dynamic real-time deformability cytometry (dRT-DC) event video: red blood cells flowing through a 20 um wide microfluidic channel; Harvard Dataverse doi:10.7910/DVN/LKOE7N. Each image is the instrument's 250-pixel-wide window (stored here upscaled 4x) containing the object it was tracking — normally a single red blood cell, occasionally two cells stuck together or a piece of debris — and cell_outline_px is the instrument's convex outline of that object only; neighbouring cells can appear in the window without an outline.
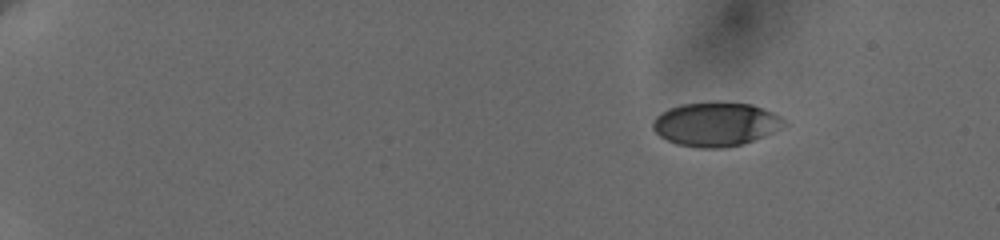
{"species": "human", "species_latin": "Homo sapiens", "temperature_condition": "cold", "stored_images_in_passage": 18, "camera_frame_rate_fps": 3000, "um_per_image_px": 0.085, "donor": {"sex": "female"}, "frame": {"image": 1, "passage_image": 1, "time_ms": 0.0, "image_size_px": [1000, 240], "cell_outline_px": [[788, 124], [764, 136], [740, 144], [724, 148], [700, 148], [676, 144], [660, 136], [652, 128], [652, 120], [660, 112], [668, 108], [680, 104], [716, 100], [724, 100], [752, 104], [772, 112], [780, 116]], "centroid_in_image_um": [60.81, 10.52], "position_along_channel_um": 24.2, "area_um2": 34.16}}
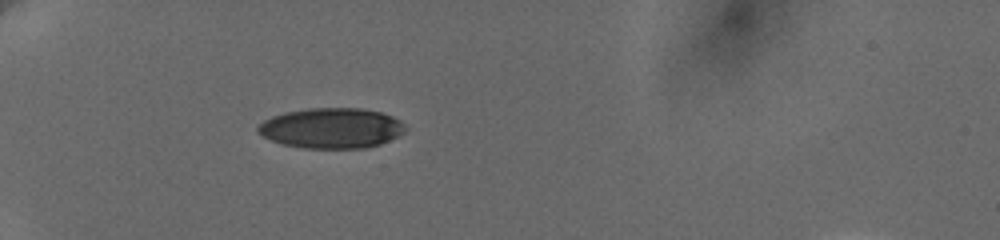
{"frame": {"image": 2, "passage_image": 13, "time_ms": 4.0, "image_size_px": [1000, 240], "cell_outline_px": [[408, 128], [404, 132], [380, 144], [364, 148], [304, 148], [284, 144], [272, 140], [264, 136], [256, 128], [264, 120], [272, 116], [284, 112], [308, 108], [360, 108], [380, 112], [392, 116], [400, 120]], "centroid_in_image_um": [28.19, 10.88], "position_along_channel_um": 56.8, "area_um2": 34.45}}
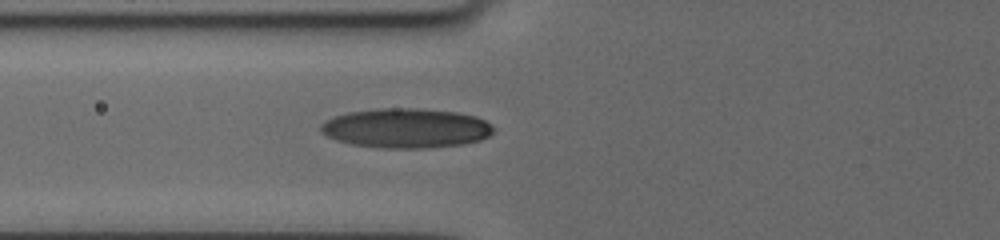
{"frame": {"image": 3, "passage_image": 18, "time_ms": 5.667, "image_size_px": [1000, 240], "cell_outline_px": [[492, 132], [488, 136], [480, 140], [464, 144], [428, 148], [380, 148], [352, 144], [336, 140], [320, 132], [320, 124], [332, 116], [348, 112], [380, 108], [416, 108], [456, 112], [476, 116], [492, 124]], "centroid_in_image_um": [34.49, 10.89], "position_along_channel_um": 91.3, "area_um2": 40.0}}